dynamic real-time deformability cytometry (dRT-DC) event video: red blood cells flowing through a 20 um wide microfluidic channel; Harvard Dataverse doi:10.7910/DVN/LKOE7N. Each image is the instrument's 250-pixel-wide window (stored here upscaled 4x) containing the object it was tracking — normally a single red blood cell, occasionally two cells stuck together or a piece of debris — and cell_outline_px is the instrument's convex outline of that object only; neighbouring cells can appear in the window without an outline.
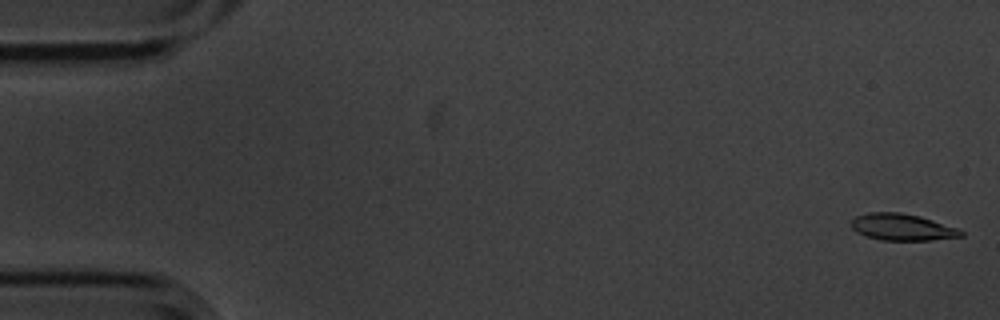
{"species": "common noctule bat (a hibernating species)", "species_latin": "Nyctalus noctula", "temperature_condition": "cold", "stored_images_in_passage": 3, "camera_frame_rate_fps": 3000, "um_per_image_px": 0.085, "animal": {"sex": "male", "body_mass_g": 20.1, "forearm_length_mm": 53.5}, "frame": {"image": 1, "passage_image": 1, "time_ms": 0.0, "image_size_px": [1000, 320], "cell_outline_px": [[964, 236], [932, 240], [884, 240], [864, 236], [856, 232], [852, 228], [852, 220], [856, 216], [868, 212], [900, 212], [920, 216], [956, 228], [964, 232]], "centroid_in_image_um": [76.66, 19.3], "position_along_channel_um": 8.3, "area_um2": 16.99}}